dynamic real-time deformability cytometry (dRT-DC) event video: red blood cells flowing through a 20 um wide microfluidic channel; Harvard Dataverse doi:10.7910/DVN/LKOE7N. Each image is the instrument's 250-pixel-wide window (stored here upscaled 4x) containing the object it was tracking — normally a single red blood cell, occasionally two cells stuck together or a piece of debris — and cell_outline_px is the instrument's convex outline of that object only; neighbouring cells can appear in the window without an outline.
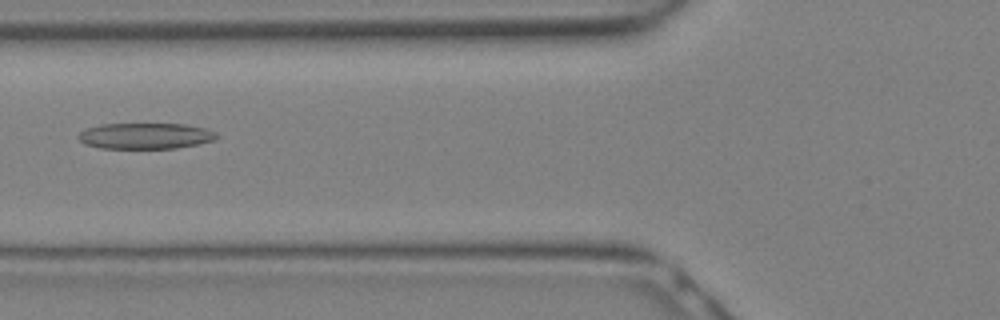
{"species": "Egyptian fruit bat (a non-hibernating species)", "species_latin": "Rousettus aegyptiacus", "temperature_condition": "warm", "stored_images_in_passage": 17, "camera_frame_rate_fps": 3000, "um_per_image_px": 0.085, "animal": {"sex": "female"}, "frame": {"image": 1, "passage_image": 7, "time_ms": 2.0, "image_size_px": [1000, 320], "cell_outline_px": [[220, 136], [216, 140], [200, 144], [176, 148], [100, 148], [84, 144], [76, 136], [80, 132], [88, 128], [100, 124], [184, 124], [204, 128], [216, 132]], "centroid_in_image_um": [12.39, 11.56], "position_along_channel_um": 113.4, "area_um2": 21.04}}
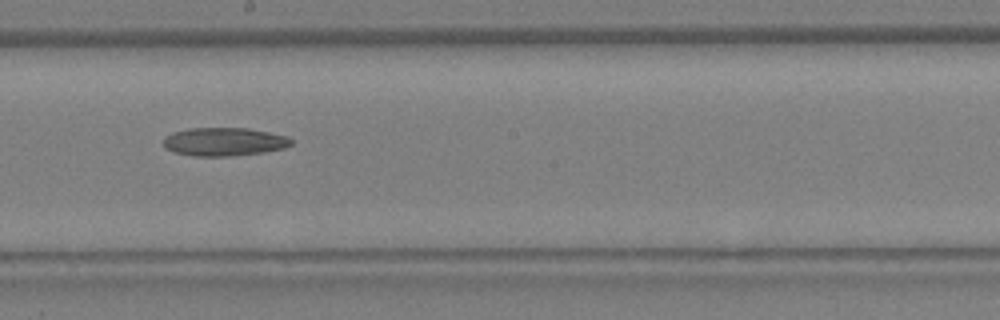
{"frame": {"image": 2, "passage_image": 12, "time_ms": 3.667, "image_size_px": [1000, 320], "cell_outline_px": [[292, 144], [284, 148], [264, 152], [228, 156], [192, 156], [176, 152], [164, 148], [164, 136], [172, 132], [188, 128], [248, 128], [288, 136], [292, 140]], "centroid_in_image_um": [19.03, 12.04], "position_along_channel_um": 229.2, "area_um2": 21.15}}
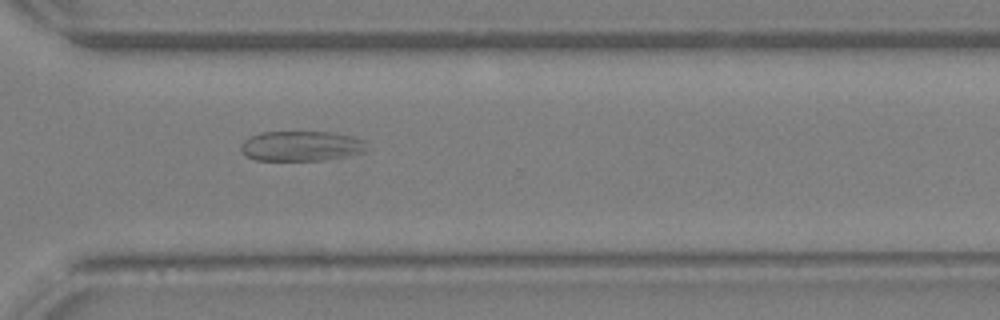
{"frame": {"image": 3, "passage_image": 17, "time_ms": 5.333, "image_size_px": [1000, 320], "cell_outline_px": [[372, 148], [364, 152], [344, 156], [320, 160], [256, 160], [248, 156], [240, 148], [240, 144], [244, 140], [260, 132], [336, 132], [352, 136], [364, 140]], "centroid_in_image_um": [25.67, 12.4], "position_along_channel_um": 344.9, "area_um2": 22.14}}